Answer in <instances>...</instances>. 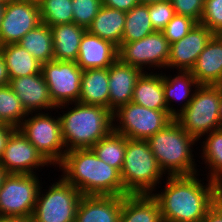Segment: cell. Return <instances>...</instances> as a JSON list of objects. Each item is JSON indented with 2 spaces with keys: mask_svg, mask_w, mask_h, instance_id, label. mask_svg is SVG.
Segmentation results:
<instances>
[{
  "mask_svg": "<svg viewBox=\"0 0 222 222\" xmlns=\"http://www.w3.org/2000/svg\"><path fill=\"white\" fill-rule=\"evenodd\" d=\"M198 175L167 176L164 190L152 193L159 203L163 222H197L204 219L218 200L222 186L210 179L203 185Z\"/></svg>",
  "mask_w": 222,
  "mask_h": 222,
  "instance_id": "cell-1",
  "label": "cell"
},
{
  "mask_svg": "<svg viewBox=\"0 0 222 222\" xmlns=\"http://www.w3.org/2000/svg\"><path fill=\"white\" fill-rule=\"evenodd\" d=\"M61 176L82 195L126 196L120 172L102 161L91 148L65 153L58 165Z\"/></svg>",
  "mask_w": 222,
  "mask_h": 222,
  "instance_id": "cell-2",
  "label": "cell"
},
{
  "mask_svg": "<svg viewBox=\"0 0 222 222\" xmlns=\"http://www.w3.org/2000/svg\"><path fill=\"white\" fill-rule=\"evenodd\" d=\"M66 113H59L66 151L92 148L113 130V113L99 105L70 103Z\"/></svg>",
  "mask_w": 222,
  "mask_h": 222,
  "instance_id": "cell-3",
  "label": "cell"
},
{
  "mask_svg": "<svg viewBox=\"0 0 222 222\" xmlns=\"http://www.w3.org/2000/svg\"><path fill=\"white\" fill-rule=\"evenodd\" d=\"M146 141L164 176H188L199 172L191 148L198 141L175 119Z\"/></svg>",
  "mask_w": 222,
  "mask_h": 222,
  "instance_id": "cell-4",
  "label": "cell"
},
{
  "mask_svg": "<svg viewBox=\"0 0 222 222\" xmlns=\"http://www.w3.org/2000/svg\"><path fill=\"white\" fill-rule=\"evenodd\" d=\"M120 174L128 194H152L157 191L156 186L162 184L164 172L146 140L126 138L124 164Z\"/></svg>",
  "mask_w": 222,
  "mask_h": 222,
  "instance_id": "cell-5",
  "label": "cell"
},
{
  "mask_svg": "<svg viewBox=\"0 0 222 222\" xmlns=\"http://www.w3.org/2000/svg\"><path fill=\"white\" fill-rule=\"evenodd\" d=\"M222 85L200 84L189 105L174 119L183 130L199 141L202 136L220 129L219 102Z\"/></svg>",
  "mask_w": 222,
  "mask_h": 222,
  "instance_id": "cell-6",
  "label": "cell"
},
{
  "mask_svg": "<svg viewBox=\"0 0 222 222\" xmlns=\"http://www.w3.org/2000/svg\"><path fill=\"white\" fill-rule=\"evenodd\" d=\"M173 120L167 110H152L131 101L113 112V130L128 139L147 140Z\"/></svg>",
  "mask_w": 222,
  "mask_h": 222,
  "instance_id": "cell-7",
  "label": "cell"
},
{
  "mask_svg": "<svg viewBox=\"0 0 222 222\" xmlns=\"http://www.w3.org/2000/svg\"><path fill=\"white\" fill-rule=\"evenodd\" d=\"M19 129L52 166L58 167L67 152L59 116L43 111L28 113Z\"/></svg>",
  "mask_w": 222,
  "mask_h": 222,
  "instance_id": "cell-8",
  "label": "cell"
},
{
  "mask_svg": "<svg viewBox=\"0 0 222 222\" xmlns=\"http://www.w3.org/2000/svg\"><path fill=\"white\" fill-rule=\"evenodd\" d=\"M40 186L35 209L34 222H75L77 207L82 197L81 192L62 176L51 183L43 193Z\"/></svg>",
  "mask_w": 222,
  "mask_h": 222,
  "instance_id": "cell-9",
  "label": "cell"
},
{
  "mask_svg": "<svg viewBox=\"0 0 222 222\" xmlns=\"http://www.w3.org/2000/svg\"><path fill=\"white\" fill-rule=\"evenodd\" d=\"M41 183L37 174H9L0 189V216H32Z\"/></svg>",
  "mask_w": 222,
  "mask_h": 222,
  "instance_id": "cell-10",
  "label": "cell"
},
{
  "mask_svg": "<svg viewBox=\"0 0 222 222\" xmlns=\"http://www.w3.org/2000/svg\"><path fill=\"white\" fill-rule=\"evenodd\" d=\"M83 70L74 61L52 60L42 64L41 73L57 109L78 102Z\"/></svg>",
  "mask_w": 222,
  "mask_h": 222,
  "instance_id": "cell-11",
  "label": "cell"
},
{
  "mask_svg": "<svg viewBox=\"0 0 222 222\" xmlns=\"http://www.w3.org/2000/svg\"><path fill=\"white\" fill-rule=\"evenodd\" d=\"M169 53L170 43L160 31H154L134 42H122L118 47V59L143 72L150 67L154 70L158 68L166 70Z\"/></svg>",
  "mask_w": 222,
  "mask_h": 222,
  "instance_id": "cell-12",
  "label": "cell"
},
{
  "mask_svg": "<svg viewBox=\"0 0 222 222\" xmlns=\"http://www.w3.org/2000/svg\"><path fill=\"white\" fill-rule=\"evenodd\" d=\"M40 23L38 2L15 0L5 4L0 25V46L18 43Z\"/></svg>",
  "mask_w": 222,
  "mask_h": 222,
  "instance_id": "cell-13",
  "label": "cell"
},
{
  "mask_svg": "<svg viewBox=\"0 0 222 222\" xmlns=\"http://www.w3.org/2000/svg\"><path fill=\"white\" fill-rule=\"evenodd\" d=\"M0 165L9 174H36L39 168L51 164L29 142L21 130L16 128L7 141Z\"/></svg>",
  "mask_w": 222,
  "mask_h": 222,
  "instance_id": "cell-14",
  "label": "cell"
},
{
  "mask_svg": "<svg viewBox=\"0 0 222 222\" xmlns=\"http://www.w3.org/2000/svg\"><path fill=\"white\" fill-rule=\"evenodd\" d=\"M214 33L197 23L181 40L170 44L167 68L190 71Z\"/></svg>",
  "mask_w": 222,
  "mask_h": 222,
  "instance_id": "cell-15",
  "label": "cell"
},
{
  "mask_svg": "<svg viewBox=\"0 0 222 222\" xmlns=\"http://www.w3.org/2000/svg\"><path fill=\"white\" fill-rule=\"evenodd\" d=\"M9 86L16 93L27 113L56 109L42 73L10 78Z\"/></svg>",
  "mask_w": 222,
  "mask_h": 222,
  "instance_id": "cell-16",
  "label": "cell"
},
{
  "mask_svg": "<svg viewBox=\"0 0 222 222\" xmlns=\"http://www.w3.org/2000/svg\"><path fill=\"white\" fill-rule=\"evenodd\" d=\"M142 73L119 59L109 67V110L112 113L132 101L134 87Z\"/></svg>",
  "mask_w": 222,
  "mask_h": 222,
  "instance_id": "cell-17",
  "label": "cell"
},
{
  "mask_svg": "<svg viewBox=\"0 0 222 222\" xmlns=\"http://www.w3.org/2000/svg\"><path fill=\"white\" fill-rule=\"evenodd\" d=\"M118 59V47L87 30L83 34L77 65L84 71L96 68H109Z\"/></svg>",
  "mask_w": 222,
  "mask_h": 222,
  "instance_id": "cell-18",
  "label": "cell"
},
{
  "mask_svg": "<svg viewBox=\"0 0 222 222\" xmlns=\"http://www.w3.org/2000/svg\"><path fill=\"white\" fill-rule=\"evenodd\" d=\"M122 196L82 195L75 222H119Z\"/></svg>",
  "mask_w": 222,
  "mask_h": 222,
  "instance_id": "cell-19",
  "label": "cell"
},
{
  "mask_svg": "<svg viewBox=\"0 0 222 222\" xmlns=\"http://www.w3.org/2000/svg\"><path fill=\"white\" fill-rule=\"evenodd\" d=\"M190 72L199 84L222 85V35L212 36Z\"/></svg>",
  "mask_w": 222,
  "mask_h": 222,
  "instance_id": "cell-20",
  "label": "cell"
},
{
  "mask_svg": "<svg viewBox=\"0 0 222 222\" xmlns=\"http://www.w3.org/2000/svg\"><path fill=\"white\" fill-rule=\"evenodd\" d=\"M119 222H163L157 199L152 194L122 196Z\"/></svg>",
  "mask_w": 222,
  "mask_h": 222,
  "instance_id": "cell-21",
  "label": "cell"
},
{
  "mask_svg": "<svg viewBox=\"0 0 222 222\" xmlns=\"http://www.w3.org/2000/svg\"><path fill=\"white\" fill-rule=\"evenodd\" d=\"M177 72L178 74L173 75L175 77H172L170 74L167 76L165 73L163 74V88L167 111L174 118L189 105L196 88L200 85L190 71L178 70ZM174 100L185 102L182 105L178 104L180 105V109L176 110L171 105L172 102L178 103V101Z\"/></svg>",
  "mask_w": 222,
  "mask_h": 222,
  "instance_id": "cell-22",
  "label": "cell"
},
{
  "mask_svg": "<svg viewBox=\"0 0 222 222\" xmlns=\"http://www.w3.org/2000/svg\"><path fill=\"white\" fill-rule=\"evenodd\" d=\"M78 102L109 109V68L88 69L82 72Z\"/></svg>",
  "mask_w": 222,
  "mask_h": 222,
  "instance_id": "cell-23",
  "label": "cell"
},
{
  "mask_svg": "<svg viewBox=\"0 0 222 222\" xmlns=\"http://www.w3.org/2000/svg\"><path fill=\"white\" fill-rule=\"evenodd\" d=\"M53 34L54 60L77 61L80 41L86 28L72 23L50 27Z\"/></svg>",
  "mask_w": 222,
  "mask_h": 222,
  "instance_id": "cell-24",
  "label": "cell"
},
{
  "mask_svg": "<svg viewBox=\"0 0 222 222\" xmlns=\"http://www.w3.org/2000/svg\"><path fill=\"white\" fill-rule=\"evenodd\" d=\"M143 72L137 80L132 102L152 110H167L163 73Z\"/></svg>",
  "mask_w": 222,
  "mask_h": 222,
  "instance_id": "cell-25",
  "label": "cell"
},
{
  "mask_svg": "<svg viewBox=\"0 0 222 222\" xmlns=\"http://www.w3.org/2000/svg\"><path fill=\"white\" fill-rule=\"evenodd\" d=\"M125 19L126 12L102 5L86 30L119 47L122 43Z\"/></svg>",
  "mask_w": 222,
  "mask_h": 222,
  "instance_id": "cell-26",
  "label": "cell"
},
{
  "mask_svg": "<svg viewBox=\"0 0 222 222\" xmlns=\"http://www.w3.org/2000/svg\"><path fill=\"white\" fill-rule=\"evenodd\" d=\"M10 78L41 73L42 64L18 43L0 46Z\"/></svg>",
  "mask_w": 222,
  "mask_h": 222,
  "instance_id": "cell-27",
  "label": "cell"
},
{
  "mask_svg": "<svg viewBox=\"0 0 222 222\" xmlns=\"http://www.w3.org/2000/svg\"><path fill=\"white\" fill-rule=\"evenodd\" d=\"M18 44L41 64L54 60L53 34L47 24L40 23L25 34Z\"/></svg>",
  "mask_w": 222,
  "mask_h": 222,
  "instance_id": "cell-28",
  "label": "cell"
},
{
  "mask_svg": "<svg viewBox=\"0 0 222 222\" xmlns=\"http://www.w3.org/2000/svg\"><path fill=\"white\" fill-rule=\"evenodd\" d=\"M91 149L102 161L121 172L126 150V137L124 135L112 130Z\"/></svg>",
  "mask_w": 222,
  "mask_h": 222,
  "instance_id": "cell-29",
  "label": "cell"
},
{
  "mask_svg": "<svg viewBox=\"0 0 222 222\" xmlns=\"http://www.w3.org/2000/svg\"><path fill=\"white\" fill-rule=\"evenodd\" d=\"M202 142V160L206 169H210L207 179L213 180L222 186V128L206 134Z\"/></svg>",
  "mask_w": 222,
  "mask_h": 222,
  "instance_id": "cell-30",
  "label": "cell"
},
{
  "mask_svg": "<svg viewBox=\"0 0 222 222\" xmlns=\"http://www.w3.org/2000/svg\"><path fill=\"white\" fill-rule=\"evenodd\" d=\"M153 32L154 29L148 12V4L140 3L126 12L122 42H134Z\"/></svg>",
  "mask_w": 222,
  "mask_h": 222,
  "instance_id": "cell-31",
  "label": "cell"
},
{
  "mask_svg": "<svg viewBox=\"0 0 222 222\" xmlns=\"http://www.w3.org/2000/svg\"><path fill=\"white\" fill-rule=\"evenodd\" d=\"M27 114L11 87H0V122L19 128Z\"/></svg>",
  "mask_w": 222,
  "mask_h": 222,
  "instance_id": "cell-32",
  "label": "cell"
},
{
  "mask_svg": "<svg viewBox=\"0 0 222 222\" xmlns=\"http://www.w3.org/2000/svg\"><path fill=\"white\" fill-rule=\"evenodd\" d=\"M41 21L49 27L72 23V0H39Z\"/></svg>",
  "mask_w": 222,
  "mask_h": 222,
  "instance_id": "cell-33",
  "label": "cell"
},
{
  "mask_svg": "<svg viewBox=\"0 0 222 222\" xmlns=\"http://www.w3.org/2000/svg\"><path fill=\"white\" fill-rule=\"evenodd\" d=\"M102 6V0H72L73 22L86 29Z\"/></svg>",
  "mask_w": 222,
  "mask_h": 222,
  "instance_id": "cell-34",
  "label": "cell"
},
{
  "mask_svg": "<svg viewBox=\"0 0 222 222\" xmlns=\"http://www.w3.org/2000/svg\"><path fill=\"white\" fill-rule=\"evenodd\" d=\"M199 24L214 34H222V0H205Z\"/></svg>",
  "mask_w": 222,
  "mask_h": 222,
  "instance_id": "cell-35",
  "label": "cell"
},
{
  "mask_svg": "<svg viewBox=\"0 0 222 222\" xmlns=\"http://www.w3.org/2000/svg\"><path fill=\"white\" fill-rule=\"evenodd\" d=\"M197 24L188 16L175 15L161 31L170 44L181 40Z\"/></svg>",
  "mask_w": 222,
  "mask_h": 222,
  "instance_id": "cell-36",
  "label": "cell"
},
{
  "mask_svg": "<svg viewBox=\"0 0 222 222\" xmlns=\"http://www.w3.org/2000/svg\"><path fill=\"white\" fill-rule=\"evenodd\" d=\"M148 12L154 31H162L176 15L170 0L148 4Z\"/></svg>",
  "mask_w": 222,
  "mask_h": 222,
  "instance_id": "cell-37",
  "label": "cell"
},
{
  "mask_svg": "<svg viewBox=\"0 0 222 222\" xmlns=\"http://www.w3.org/2000/svg\"><path fill=\"white\" fill-rule=\"evenodd\" d=\"M205 0H170L177 15L188 16L197 23L201 20Z\"/></svg>",
  "mask_w": 222,
  "mask_h": 222,
  "instance_id": "cell-38",
  "label": "cell"
},
{
  "mask_svg": "<svg viewBox=\"0 0 222 222\" xmlns=\"http://www.w3.org/2000/svg\"><path fill=\"white\" fill-rule=\"evenodd\" d=\"M138 4H140L139 0H102V5L124 12L130 11Z\"/></svg>",
  "mask_w": 222,
  "mask_h": 222,
  "instance_id": "cell-39",
  "label": "cell"
},
{
  "mask_svg": "<svg viewBox=\"0 0 222 222\" xmlns=\"http://www.w3.org/2000/svg\"><path fill=\"white\" fill-rule=\"evenodd\" d=\"M203 222H222V192L220 193L218 200L208 210Z\"/></svg>",
  "mask_w": 222,
  "mask_h": 222,
  "instance_id": "cell-40",
  "label": "cell"
},
{
  "mask_svg": "<svg viewBox=\"0 0 222 222\" xmlns=\"http://www.w3.org/2000/svg\"><path fill=\"white\" fill-rule=\"evenodd\" d=\"M16 128L0 122V160L3 157L7 141Z\"/></svg>",
  "mask_w": 222,
  "mask_h": 222,
  "instance_id": "cell-41",
  "label": "cell"
},
{
  "mask_svg": "<svg viewBox=\"0 0 222 222\" xmlns=\"http://www.w3.org/2000/svg\"><path fill=\"white\" fill-rule=\"evenodd\" d=\"M10 77L6 68L5 60L0 52V87L9 85Z\"/></svg>",
  "mask_w": 222,
  "mask_h": 222,
  "instance_id": "cell-42",
  "label": "cell"
},
{
  "mask_svg": "<svg viewBox=\"0 0 222 222\" xmlns=\"http://www.w3.org/2000/svg\"><path fill=\"white\" fill-rule=\"evenodd\" d=\"M0 222H34L32 216H0Z\"/></svg>",
  "mask_w": 222,
  "mask_h": 222,
  "instance_id": "cell-43",
  "label": "cell"
},
{
  "mask_svg": "<svg viewBox=\"0 0 222 222\" xmlns=\"http://www.w3.org/2000/svg\"><path fill=\"white\" fill-rule=\"evenodd\" d=\"M7 175V172L4 170V168L0 165V189L3 183V179Z\"/></svg>",
  "mask_w": 222,
  "mask_h": 222,
  "instance_id": "cell-44",
  "label": "cell"
},
{
  "mask_svg": "<svg viewBox=\"0 0 222 222\" xmlns=\"http://www.w3.org/2000/svg\"><path fill=\"white\" fill-rule=\"evenodd\" d=\"M141 4H152L155 2L165 1V0H139Z\"/></svg>",
  "mask_w": 222,
  "mask_h": 222,
  "instance_id": "cell-45",
  "label": "cell"
},
{
  "mask_svg": "<svg viewBox=\"0 0 222 222\" xmlns=\"http://www.w3.org/2000/svg\"><path fill=\"white\" fill-rule=\"evenodd\" d=\"M219 115H220V124H221V128H222V97L219 102Z\"/></svg>",
  "mask_w": 222,
  "mask_h": 222,
  "instance_id": "cell-46",
  "label": "cell"
},
{
  "mask_svg": "<svg viewBox=\"0 0 222 222\" xmlns=\"http://www.w3.org/2000/svg\"><path fill=\"white\" fill-rule=\"evenodd\" d=\"M4 7H5V4L0 2V25H1V20L3 16Z\"/></svg>",
  "mask_w": 222,
  "mask_h": 222,
  "instance_id": "cell-47",
  "label": "cell"
},
{
  "mask_svg": "<svg viewBox=\"0 0 222 222\" xmlns=\"http://www.w3.org/2000/svg\"><path fill=\"white\" fill-rule=\"evenodd\" d=\"M12 1H15V0H0V2L3 4H9Z\"/></svg>",
  "mask_w": 222,
  "mask_h": 222,
  "instance_id": "cell-48",
  "label": "cell"
},
{
  "mask_svg": "<svg viewBox=\"0 0 222 222\" xmlns=\"http://www.w3.org/2000/svg\"><path fill=\"white\" fill-rule=\"evenodd\" d=\"M23 1L38 2L39 0H23Z\"/></svg>",
  "mask_w": 222,
  "mask_h": 222,
  "instance_id": "cell-49",
  "label": "cell"
}]
</instances>
